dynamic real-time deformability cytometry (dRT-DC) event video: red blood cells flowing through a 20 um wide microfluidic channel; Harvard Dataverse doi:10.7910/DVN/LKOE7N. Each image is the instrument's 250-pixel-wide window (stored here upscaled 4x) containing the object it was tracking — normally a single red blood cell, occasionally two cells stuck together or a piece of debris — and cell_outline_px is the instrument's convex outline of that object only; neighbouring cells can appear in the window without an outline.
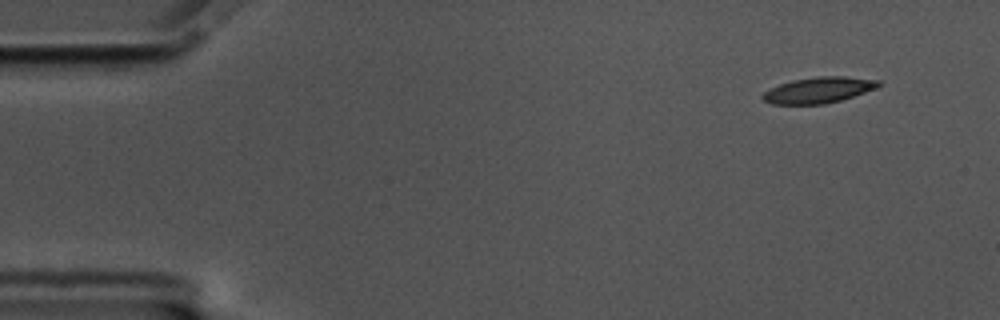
{"species": "common noctule bat (a hibernating species)", "species_latin": "Nyctalus noctula", "temperature_condition": "cold", "stored_images_in_passage": 15, "segment_of_instrument_passage": [2, 2], "camera_frame_rate_fps": 3000, "um_per_image_px": 0.085, "animal": {"sex": "male", "body_mass_g": 17.5, "forearm_length_mm": 52.3}, "frame": {"image": 1, "passage_image": 15, "time_ms": 4.667, "image_size_px": [1000, 320], "cell_outline_px": [[884, 84], [876, 88], [840, 100], [824, 104], [772, 104], [764, 100], [760, 96], [768, 88], [792, 80], [820, 76], [844, 76], [880, 80]], "centroid_in_image_um": [69.58, 7.65], "position_along_channel_um": 15.4, "area_um2": 17.51}}